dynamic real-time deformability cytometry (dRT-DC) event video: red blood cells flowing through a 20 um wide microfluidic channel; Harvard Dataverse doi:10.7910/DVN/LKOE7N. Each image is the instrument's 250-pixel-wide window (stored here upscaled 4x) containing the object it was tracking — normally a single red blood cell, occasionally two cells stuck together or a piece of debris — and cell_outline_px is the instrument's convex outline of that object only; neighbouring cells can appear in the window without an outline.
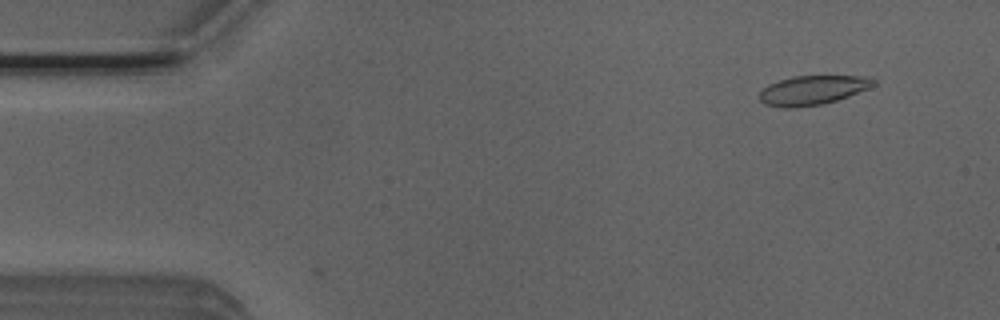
{"species": "Egyptian fruit bat (a non-hibernating species)", "species_latin": "Rousettus aegyptiacus", "temperature_condition": "room temperature", "stored_images_in_passage": 2, "camera_frame_rate_fps": 3000, "um_per_image_px": 0.085, "animal": {"sex": "male"}, "frame": {"image": 1, "passage_image": 2, "time_ms": 0.333, "image_size_px": [1000, 320], "cell_outline_px": [[876, 84], [868, 88], [848, 96], [836, 100], [820, 104], [792, 108], [784, 108], [764, 104], [760, 100], [760, 92], [768, 84], [792, 76], [868, 76], [876, 80]], "centroid_in_image_um": [69.07, 7.65], "position_along_channel_um": 15.9, "area_um2": 19.31}}